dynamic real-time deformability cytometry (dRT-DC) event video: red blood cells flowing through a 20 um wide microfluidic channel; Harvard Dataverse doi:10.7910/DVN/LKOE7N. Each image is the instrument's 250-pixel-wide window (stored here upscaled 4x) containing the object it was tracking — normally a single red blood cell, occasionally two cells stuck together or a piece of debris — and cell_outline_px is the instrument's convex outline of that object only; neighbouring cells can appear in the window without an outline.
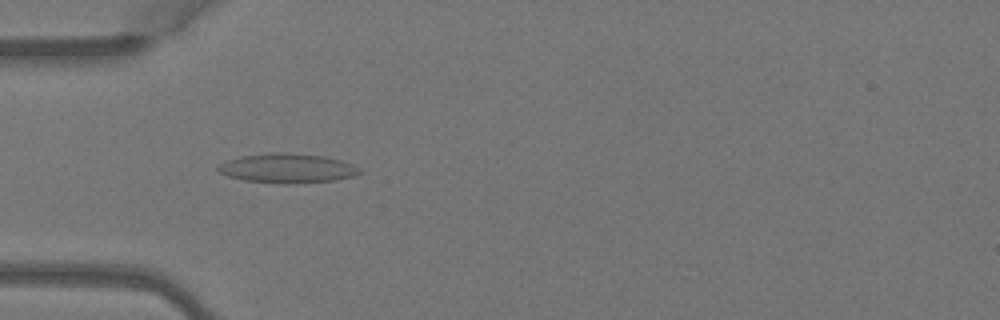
{"species": "Egyptian fruit bat (a non-hibernating species)", "species_latin": "Rousettus aegyptiacus", "temperature_condition": "warm", "stored_images_in_passage": 5, "camera_frame_rate_fps": 3000, "um_per_image_px": 0.085, "animal": {"sex": "female"}, "frame": {"image": 1, "passage_image": 3, "time_ms": 0.667, "image_size_px": [1000, 320], "cell_outline_px": [[360, 172], [352, 176], [336, 180], [296, 184], [280, 184], [244, 180], [228, 176], [216, 172], [216, 168], [220, 164], [228, 160], [240, 156], [272, 152], [284, 152], [324, 156], [340, 160], [352, 164], [360, 168]], "centroid_in_image_um": [24.39, 14.31], "position_along_channel_um": 60.6, "area_um2": 24.45}}
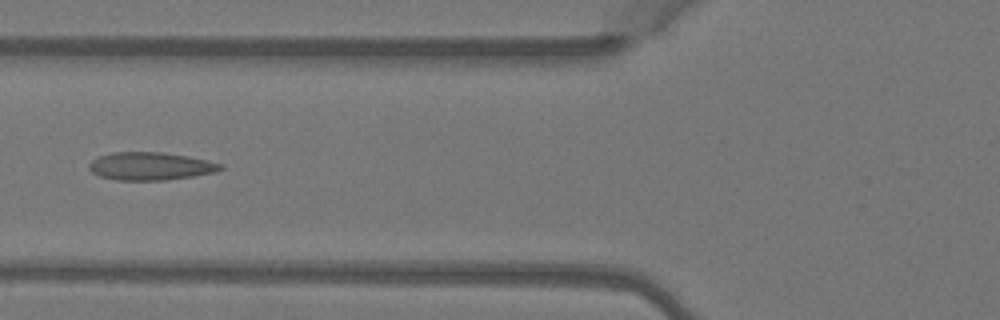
{"frame": {"image": 2, "passage_image": 4, "time_ms": 1.0, "image_size_px": [1000, 320], "cell_outline_px": [[224, 168], [216, 172], [168, 180], [116, 180], [100, 176], [92, 172], [88, 168], [88, 164], [92, 160], [100, 156], [112, 152], [164, 152], [188, 156], [208, 160], [224, 164]], "centroid_in_image_um": [12.81, 14.12], "position_along_channel_um": 113.0, "area_um2": 21.5}}
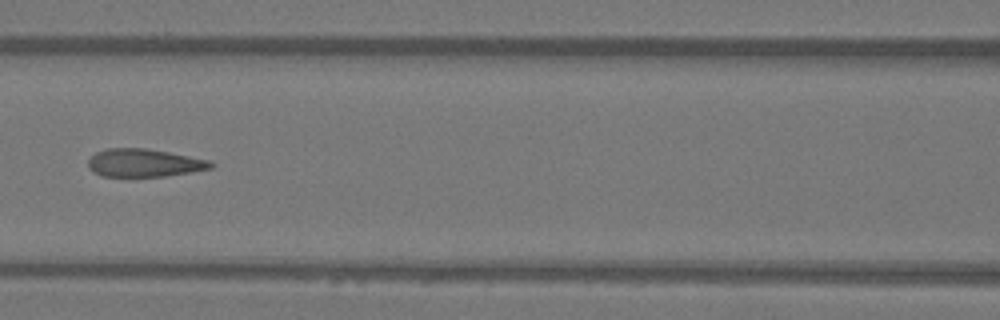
{"frame": {"image": 3, "passage_image": 5, "time_ms": 1.333, "image_size_px": [1000, 320], "cell_outline_px": [[216, 164], [212, 168], [192, 172], [164, 176], [100, 176], [92, 172], [88, 168], [88, 160], [96, 152], [108, 148], [144, 148], [168, 152], [212, 160]], "centroid_in_image_um": [12.27, 13.85], "position_along_channel_um": 154.3, "area_um2": 20.11}}